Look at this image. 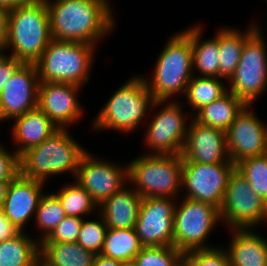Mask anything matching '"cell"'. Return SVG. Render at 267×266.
<instances>
[{
	"mask_svg": "<svg viewBox=\"0 0 267 266\" xmlns=\"http://www.w3.org/2000/svg\"><path fill=\"white\" fill-rule=\"evenodd\" d=\"M260 26L244 43L240 61L227 88L247 105H256L267 92V30Z\"/></svg>",
	"mask_w": 267,
	"mask_h": 266,
	"instance_id": "30bf717a",
	"label": "cell"
},
{
	"mask_svg": "<svg viewBox=\"0 0 267 266\" xmlns=\"http://www.w3.org/2000/svg\"><path fill=\"white\" fill-rule=\"evenodd\" d=\"M204 28L199 22L184 28L192 40L193 73L219 78V43L214 36L204 39Z\"/></svg>",
	"mask_w": 267,
	"mask_h": 266,
	"instance_id": "cb8c5ba5",
	"label": "cell"
},
{
	"mask_svg": "<svg viewBox=\"0 0 267 266\" xmlns=\"http://www.w3.org/2000/svg\"><path fill=\"white\" fill-rule=\"evenodd\" d=\"M123 266H133L132 263H127V264H124Z\"/></svg>",
	"mask_w": 267,
	"mask_h": 266,
	"instance_id": "f6af8a7d",
	"label": "cell"
},
{
	"mask_svg": "<svg viewBox=\"0 0 267 266\" xmlns=\"http://www.w3.org/2000/svg\"><path fill=\"white\" fill-rule=\"evenodd\" d=\"M155 60L152 74L142 75L155 101L181 100L194 76L191 37L183 28L171 34Z\"/></svg>",
	"mask_w": 267,
	"mask_h": 266,
	"instance_id": "277c9868",
	"label": "cell"
},
{
	"mask_svg": "<svg viewBox=\"0 0 267 266\" xmlns=\"http://www.w3.org/2000/svg\"><path fill=\"white\" fill-rule=\"evenodd\" d=\"M40 243L26 231L0 241V266H37Z\"/></svg>",
	"mask_w": 267,
	"mask_h": 266,
	"instance_id": "484cf974",
	"label": "cell"
},
{
	"mask_svg": "<svg viewBox=\"0 0 267 266\" xmlns=\"http://www.w3.org/2000/svg\"><path fill=\"white\" fill-rule=\"evenodd\" d=\"M95 256L77 242L40 243V259L47 266H93Z\"/></svg>",
	"mask_w": 267,
	"mask_h": 266,
	"instance_id": "83f0119b",
	"label": "cell"
},
{
	"mask_svg": "<svg viewBox=\"0 0 267 266\" xmlns=\"http://www.w3.org/2000/svg\"><path fill=\"white\" fill-rule=\"evenodd\" d=\"M182 156L139 154L126 161L128 184L142 197H181Z\"/></svg>",
	"mask_w": 267,
	"mask_h": 266,
	"instance_id": "52a82bcc",
	"label": "cell"
},
{
	"mask_svg": "<svg viewBox=\"0 0 267 266\" xmlns=\"http://www.w3.org/2000/svg\"><path fill=\"white\" fill-rule=\"evenodd\" d=\"M219 213L226 231L267 226V204L236 169L229 177Z\"/></svg>",
	"mask_w": 267,
	"mask_h": 266,
	"instance_id": "8fae6325",
	"label": "cell"
},
{
	"mask_svg": "<svg viewBox=\"0 0 267 266\" xmlns=\"http://www.w3.org/2000/svg\"><path fill=\"white\" fill-rule=\"evenodd\" d=\"M101 106L90 122V132L114 131L133 136L143 128L155 102L141 74L130 76ZM141 125V126H140ZM139 128V129H138ZM131 133V134H130Z\"/></svg>",
	"mask_w": 267,
	"mask_h": 266,
	"instance_id": "7a4b0ae2",
	"label": "cell"
},
{
	"mask_svg": "<svg viewBox=\"0 0 267 266\" xmlns=\"http://www.w3.org/2000/svg\"><path fill=\"white\" fill-rule=\"evenodd\" d=\"M258 228L229 229V241L221 247L230 266H267V236Z\"/></svg>",
	"mask_w": 267,
	"mask_h": 266,
	"instance_id": "ffe728a7",
	"label": "cell"
},
{
	"mask_svg": "<svg viewBox=\"0 0 267 266\" xmlns=\"http://www.w3.org/2000/svg\"><path fill=\"white\" fill-rule=\"evenodd\" d=\"M51 40L49 11L45 0L9 10L8 39L4 53L23 63H35Z\"/></svg>",
	"mask_w": 267,
	"mask_h": 266,
	"instance_id": "5b68a950",
	"label": "cell"
},
{
	"mask_svg": "<svg viewBox=\"0 0 267 266\" xmlns=\"http://www.w3.org/2000/svg\"><path fill=\"white\" fill-rule=\"evenodd\" d=\"M181 156L183 162L227 163L230 158L226 132L200 124L192 118Z\"/></svg>",
	"mask_w": 267,
	"mask_h": 266,
	"instance_id": "d6986e66",
	"label": "cell"
},
{
	"mask_svg": "<svg viewBox=\"0 0 267 266\" xmlns=\"http://www.w3.org/2000/svg\"><path fill=\"white\" fill-rule=\"evenodd\" d=\"M227 91V81L223 78L194 75L188 82L184 99L181 101L193 116L203 106L219 99Z\"/></svg>",
	"mask_w": 267,
	"mask_h": 266,
	"instance_id": "4316f807",
	"label": "cell"
},
{
	"mask_svg": "<svg viewBox=\"0 0 267 266\" xmlns=\"http://www.w3.org/2000/svg\"><path fill=\"white\" fill-rule=\"evenodd\" d=\"M39 84L35 63H23L0 92V125L37 108Z\"/></svg>",
	"mask_w": 267,
	"mask_h": 266,
	"instance_id": "e0dca14e",
	"label": "cell"
},
{
	"mask_svg": "<svg viewBox=\"0 0 267 266\" xmlns=\"http://www.w3.org/2000/svg\"><path fill=\"white\" fill-rule=\"evenodd\" d=\"M83 89L70 83H40L37 107L59 128L74 129L85 118L86 111L79 99Z\"/></svg>",
	"mask_w": 267,
	"mask_h": 266,
	"instance_id": "2e32d148",
	"label": "cell"
},
{
	"mask_svg": "<svg viewBox=\"0 0 267 266\" xmlns=\"http://www.w3.org/2000/svg\"><path fill=\"white\" fill-rule=\"evenodd\" d=\"M142 247L134 228H107L101 254L127 264L133 262Z\"/></svg>",
	"mask_w": 267,
	"mask_h": 266,
	"instance_id": "f1b7e54d",
	"label": "cell"
},
{
	"mask_svg": "<svg viewBox=\"0 0 267 266\" xmlns=\"http://www.w3.org/2000/svg\"><path fill=\"white\" fill-rule=\"evenodd\" d=\"M218 225L222 226L217 207L180 197L174 209L173 246L183 253L221 246L212 242L209 244L210 236L219 229Z\"/></svg>",
	"mask_w": 267,
	"mask_h": 266,
	"instance_id": "9c48e42d",
	"label": "cell"
},
{
	"mask_svg": "<svg viewBox=\"0 0 267 266\" xmlns=\"http://www.w3.org/2000/svg\"><path fill=\"white\" fill-rule=\"evenodd\" d=\"M142 197L127 184L98 206L107 228H135Z\"/></svg>",
	"mask_w": 267,
	"mask_h": 266,
	"instance_id": "603a6c76",
	"label": "cell"
},
{
	"mask_svg": "<svg viewBox=\"0 0 267 266\" xmlns=\"http://www.w3.org/2000/svg\"><path fill=\"white\" fill-rule=\"evenodd\" d=\"M9 183L10 182H0V207H3Z\"/></svg>",
	"mask_w": 267,
	"mask_h": 266,
	"instance_id": "7bdbcfd3",
	"label": "cell"
},
{
	"mask_svg": "<svg viewBox=\"0 0 267 266\" xmlns=\"http://www.w3.org/2000/svg\"><path fill=\"white\" fill-rule=\"evenodd\" d=\"M236 165L182 162L181 197L221 207L230 175Z\"/></svg>",
	"mask_w": 267,
	"mask_h": 266,
	"instance_id": "4fadbf2b",
	"label": "cell"
},
{
	"mask_svg": "<svg viewBox=\"0 0 267 266\" xmlns=\"http://www.w3.org/2000/svg\"><path fill=\"white\" fill-rule=\"evenodd\" d=\"M124 263L117 261L113 258L106 257L102 254L95 256L93 266H123Z\"/></svg>",
	"mask_w": 267,
	"mask_h": 266,
	"instance_id": "60d3db41",
	"label": "cell"
},
{
	"mask_svg": "<svg viewBox=\"0 0 267 266\" xmlns=\"http://www.w3.org/2000/svg\"><path fill=\"white\" fill-rule=\"evenodd\" d=\"M48 186L50 185L26 178L20 173L10 181L3 210L5 216L18 230L29 232L28 228L33 225L39 202L47 190L44 187Z\"/></svg>",
	"mask_w": 267,
	"mask_h": 266,
	"instance_id": "ac0fdd59",
	"label": "cell"
},
{
	"mask_svg": "<svg viewBox=\"0 0 267 266\" xmlns=\"http://www.w3.org/2000/svg\"><path fill=\"white\" fill-rule=\"evenodd\" d=\"M192 118L181 100L155 101L143 126V153L181 154Z\"/></svg>",
	"mask_w": 267,
	"mask_h": 266,
	"instance_id": "ba28073f",
	"label": "cell"
},
{
	"mask_svg": "<svg viewBox=\"0 0 267 266\" xmlns=\"http://www.w3.org/2000/svg\"><path fill=\"white\" fill-rule=\"evenodd\" d=\"M83 219L66 216L41 243L77 242Z\"/></svg>",
	"mask_w": 267,
	"mask_h": 266,
	"instance_id": "d590c367",
	"label": "cell"
},
{
	"mask_svg": "<svg viewBox=\"0 0 267 266\" xmlns=\"http://www.w3.org/2000/svg\"><path fill=\"white\" fill-rule=\"evenodd\" d=\"M185 266H230L226 251L218 246L208 250H195L183 254Z\"/></svg>",
	"mask_w": 267,
	"mask_h": 266,
	"instance_id": "e575fe53",
	"label": "cell"
},
{
	"mask_svg": "<svg viewBox=\"0 0 267 266\" xmlns=\"http://www.w3.org/2000/svg\"><path fill=\"white\" fill-rule=\"evenodd\" d=\"M236 170L267 204V153L241 160L236 164Z\"/></svg>",
	"mask_w": 267,
	"mask_h": 266,
	"instance_id": "1f68e13d",
	"label": "cell"
},
{
	"mask_svg": "<svg viewBox=\"0 0 267 266\" xmlns=\"http://www.w3.org/2000/svg\"><path fill=\"white\" fill-rule=\"evenodd\" d=\"M94 217H85L79 231L77 243L84 249L101 254L104 247V240L107 233V225L102 215L97 212Z\"/></svg>",
	"mask_w": 267,
	"mask_h": 266,
	"instance_id": "d6a6232c",
	"label": "cell"
},
{
	"mask_svg": "<svg viewBox=\"0 0 267 266\" xmlns=\"http://www.w3.org/2000/svg\"><path fill=\"white\" fill-rule=\"evenodd\" d=\"M65 217L60 201L48 190L42 196L35 213L34 225L31 227L35 231L29 230V233L41 243Z\"/></svg>",
	"mask_w": 267,
	"mask_h": 266,
	"instance_id": "4dcf8cb0",
	"label": "cell"
},
{
	"mask_svg": "<svg viewBox=\"0 0 267 266\" xmlns=\"http://www.w3.org/2000/svg\"><path fill=\"white\" fill-rule=\"evenodd\" d=\"M36 1L38 0H0V7L10 10L14 7L31 4Z\"/></svg>",
	"mask_w": 267,
	"mask_h": 266,
	"instance_id": "b9f144b4",
	"label": "cell"
},
{
	"mask_svg": "<svg viewBox=\"0 0 267 266\" xmlns=\"http://www.w3.org/2000/svg\"><path fill=\"white\" fill-rule=\"evenodd\" d=\"M9 10L0 7V49L3 51L8 39Z\"/></svg>",
	"mask_w": 267,
	"mask_h": 266,
	"instance_id": "ab89813d",
	"label": "cell"
},
{
	"mask_svg": "<svg viewBox=\"0 0 267 266\" xmlns=\"http://www.w3.org/2000/svg\"><path fill=\"white\" fill-rule=\"evenodd\" d=\"M98 49L83 42L52 39L35 62L40 83H70L84 88L92 79Z\"/></svg>",
	"mask_w": 267,
	"mask_h": 266,
	"instance_id": "8992f818",
	"label": "cell"
},
{
	"mask_svg": "<svg viewBox=\"0 0 267 266\" xmlns=\"http://www.w3.org/2000/svg\"><path fill=\"white\" fill-rule=\"evenodd\" d=\"M246 105L242 99L227 91L219 99L203 106L192 117L200 124L227 132Z\"/></svg>",
	"mask_w": 267,
	"mask_h": 266,
	"instance_id": "d4e9b609",
	"label": "cell"
},
{
	"mask_svg": "<svg viewBox=\"0 0 267 266\" xmlns=\"http://www.w3.org/2000/svg\"><path fill=\"white\" fill-rule=\"evenodd\" d=\"M45 1L51 37L56 41L83 42L99 47L117 30L119 21L111 0Z\"/></svg>",
	"mask_w": 267,
	"mask_h": 266,
	"instance_id": "6da1fadb",
	"label": "cell"
},
{
	"mask_svg": "<svg viewBox=\"0 0 267 266\" xmlns=\"http://www.w3.org/2000/svg\"><path fill=\"white\" fill-rule=\"evenodd\" d=\"M20 232L5 216L3 207H0V241L11 239Z\"/></svg>",
	"mask_w": 267,
	"mask_h": 266,
	"instance_id": "f35d334b",
	"label": "cell"
},
{
	"mask_svg": "<svg viewBox=\"0 0 267 266\" xmlns=\"http://www.w3.org/2000/svg\"><path fill=\"white\" fill-rule=\"evenodd\" d=\"M249 22L245 30L234 25L217 27L213 36L219 43V78L230 79L240 61L245 41L261 26L258 20Z\"/></svg>",
	"mask_w": 267,
	"mask_h": 266,
	"instance_id": "7402d4cb",
	"label": "cell"
},
{
	"mask_svg": "<svg viewBox=\"0 0 267 266\" xmlns=\"http://www.w3.org/2000/svg\"><path fill=\"white\" fill-rule=\"evenodd\" d=\"M1 142V141H0ZM20 173L19 156L3 142L0 143V182H10Z\"/></svg>",
	"mask_w": 267,
	"mask_h": 266,
	"instance_id": "8d00e7d4",
	"label": "cell"
},
{
	"mask_svg": "<svg viewBox=\"0 0 267 266\" xmlns=\"http://www.w3.org/2000/svg\"><path fill=\"white\" fill-rule=\"evenodd\" d=\"M98 155L88 150L82 156L74 180L99 206L128 184V165Z\"/></svg>",
	"mask_w": 267,
	"mask_h": 266,
	"instance_id": "7c38bea8",
	"label": "cell"
},
{
	"mask_svg": "<svg viewBox=\"0 0 267 266\" xmlns=\"http://www.w3.org/2000/svg\"><path fill=\"white\" fill-rule=\"evenodd\" d=\"M9 138L20 157L27 150L40 145L59 129L38 107L11 121Z\"/></svg>",
	"mask_w": 267,
	"mask_h": 266,
	"instance_id": "44dd1931",
	"label": "cell"
},
{
	"mask_svg": "<svg viewBox=\"0 0 267 266\" xmlns=\"http://www.w3.org/2000/svg\"><path fill=\"white\" fill-rule=\"evenodd\" d=\"M22 64V61L4 52L0 55V92Z\"/></svg>",
	"mask_w": 267,
	"mask_h": 266,
	"instance_id": "74e56055",
	"label": "cell"
},
{
	"mask_svg": "<svg viewBox=\"0 0 267 266\" xmlns=\"http://www.w3.org/2000/svg\"><path fill=\"white\" fill-rule=\"evenodd\" d=\"M246 105L226 132L227 151L236 165L241 160L267 153V122Z\"/></svg>",
	"mask_w": 267,
	"mask_h": 266,
	"instance_id": "9a60e30c",
	"label": "cell"
},
{
	"mask_svg": "<svg viewBox=\"0 0 267 266\" xmlns=\"http://www.w3.org/2000/svg\"><path fill=\"white\" fill-rule=\"evenodd\" d=\"M71 131L70 128H59L40 145L24 152L19 157L20 174L46 184L51 183V178L54 180L66 173L73 180L88 148L81 145Z\"/></svg>",
	"mask_w": 267,
	"mask_h": 266,
	"instance_id": "3957f363",
	"label": "cell"
},
{
	"mask_svg": "<svg viewBox=\"0 0 267 266\" xmlns=\"http://www.w3.org/2000/svg\"><path fill=\"white\" fill-rule=\"evenodd\" d=\"M37 266H47V265L40 259Z\"/></svg>",
	"mask_w": 267,
	"mask_h": 266,
	"instance_id": "ee69618b",
	"label": "cell"
},
{
	"mask_svg": "<svg viewBox=\"0 0 267 266\" xmlns=\"http://www.w3.org/2000/svg\"><path fill=\"white\" fill-rule=\"evenodd\" d=\"M176 202L169 197L142 198L134 229L143 247L173 246Z\"/></svg>",
	"mask_w": 267,
	"mask_h": 266,
	"instance_id": "5bb4252c",
	"label": "cell"
},
{
	"mask_svg": "<svg viewBox=\"0 0 267 266\" xmlns=\"http://www.w3.org/2000/svg\"><path fill=\"white\" fill-rule=\"evenodd\" d=\"M183 254L174 246L142 247L132 264L133 266H179Z\"/></svg>",
	"mask_w": 267,
	"mask_h": 266,
	"instance_id": "836d02e7",
	"label": "cell"
},
{
	"mask_svg": "<svg viewBox=\"0 0 267 266\" xmlns=\"http://www.w3.org/2000/svg\"><path fill=\"white\" fill-rule=\"evenodd\" d=\"M51 191L60 201L66 216L85 218L98 212V205L91 195L74 179Z\"/></svg>",
	"mask_w": 267,
	"mask_h": 266,
	"instance_id": "f546056e",
	"label": "cell"
},
{
	"mask_svg": "<svg viewBox=\"0 0 267 266\" xmlns=\"http://www.w3.org/2000/svg\"><path fill=\"white\" fill-rule=\"evenodd\" d=\"M264 20H266V21H265V22H266V23H265L266 25L264 24V26L266 27V30H267V19H264Z\"/></svg>",
	"mask_w": 267,
	"mask_h": 266,
	"instance_id": "bcb514c9",
	"label": "cell"
}]
</instances>
